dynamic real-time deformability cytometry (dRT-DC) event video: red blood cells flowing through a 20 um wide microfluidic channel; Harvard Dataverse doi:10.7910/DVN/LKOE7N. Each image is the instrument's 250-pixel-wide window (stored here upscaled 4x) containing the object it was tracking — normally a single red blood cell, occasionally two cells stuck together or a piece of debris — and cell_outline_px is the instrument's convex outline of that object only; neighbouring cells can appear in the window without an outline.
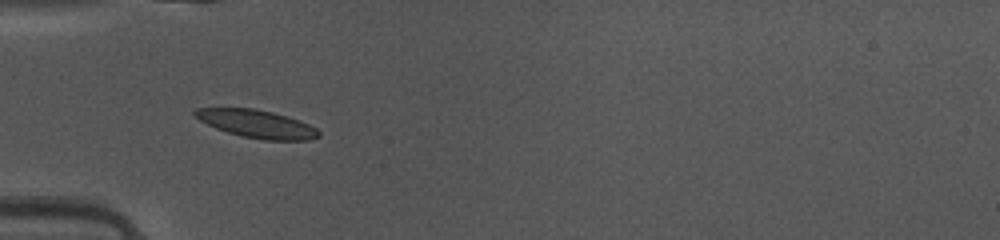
{"species": "common noctule bat (a hibernating species)", "species_latin": "Nyctalus noctula", "temperature_condition": "warm", "stored_images_in_passage": 25, "camera_frame_rate_fps": 3000, "um_per_image_px": 0.085, "animal": {"sex": "female", "body_mass_g": 10.0, "forearm_length_mm": 53.1}, "frame": {"image": 1, "passage_image": 4, "time_ms": 1.0, "image_size_px": [1000, 240], "cell_outline_px": [[320, 136], [308, 140], [264, 140], [244, 136], [228, 132], [216, 128], [200, 120], [192, 112], [196, 108], [252, 108], [272, 112], [300, 120], [316, 128], [320, 132]], "centroid_in_image_um": [21.85, 10.53], "position_along_channel_um": 63.2, "area_um2": 19.88}}